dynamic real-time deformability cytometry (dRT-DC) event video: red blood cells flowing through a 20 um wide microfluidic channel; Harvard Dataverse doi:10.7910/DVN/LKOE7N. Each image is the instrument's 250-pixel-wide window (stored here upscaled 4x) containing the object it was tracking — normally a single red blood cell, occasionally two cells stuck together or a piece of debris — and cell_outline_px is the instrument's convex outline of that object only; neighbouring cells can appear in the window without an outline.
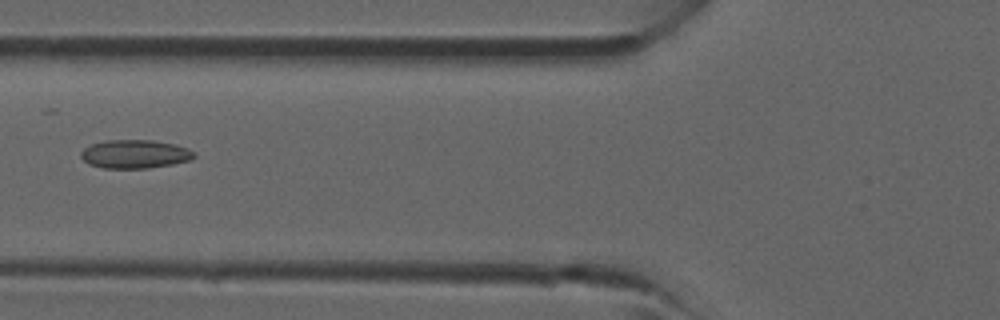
{"species": "common noctule bat (a hibernating species)", "species_latin": "Nyctalus noctula", "temperature_condition": "room temperature", "stored_images_in_passage": 5, "camera_frame_rate_fps": 3000, "um_per_image_px": 0.085, "animal": {"sex": "male", "forearm_length_mm": 52.5}, "frame": {"image": 1, "passage_image": 5, "time_ms": 4.667, "image_size_px": [1000, 320], "cell_outline_px": [[196, 156], [188, 160], [172, 164], [148, 168], [104, 168], [88, 164], [80, 156], [80, 152], [84, 148], [92, 144], [104, 140], [152, 140], [176, 144], [188, 148]], "centroid_in_image_um": [11.44, 13.09], "position_along_channel_um": 114.4, "area_um2": 18.79}}